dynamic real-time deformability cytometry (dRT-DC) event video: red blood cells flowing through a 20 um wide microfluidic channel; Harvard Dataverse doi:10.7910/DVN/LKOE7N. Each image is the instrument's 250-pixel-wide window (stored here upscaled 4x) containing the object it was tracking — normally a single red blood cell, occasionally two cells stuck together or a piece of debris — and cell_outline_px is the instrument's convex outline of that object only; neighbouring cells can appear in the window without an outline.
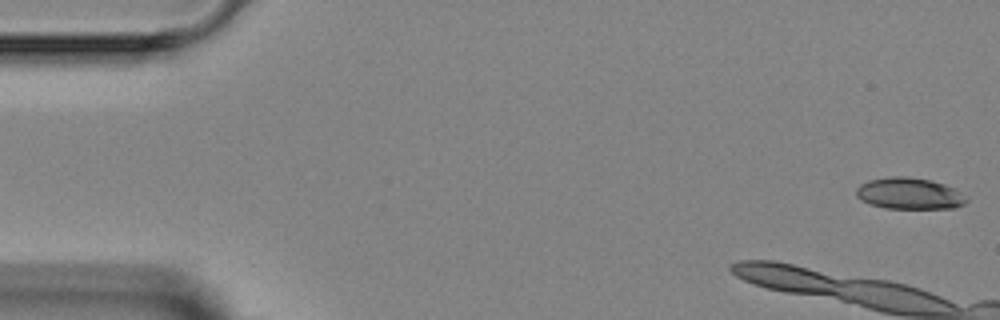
{"species": "Egyptian fruit bat (a non-hibernating species)", "species_latin": "Rousettus aegyptiacus", "temperature_condition": "room temperature", "stored_images_in_passage": 4, "camera_frame_rate_fps": 3000, "um_per_image_px": 0.085, "animal": {"sex": "female"}, "frame": {"image": 1, "passage_image": 1, "time_ms": 0.0, "image_size_px": [1000, 320], "cell_outline_px": [[968, 200], [964, 204], [956, 208], [884, 208], [868, 204], [860, 200], [856, 196], [856, 188], [860, 184], [868, 180], [892, 176], [908, 176], [932, 180], [944, 184], [952, 188]], "centroid_in_image_um": [77.23, 16.44], "position_along_channel_um": 7.8, "area_um2": 20.23}}